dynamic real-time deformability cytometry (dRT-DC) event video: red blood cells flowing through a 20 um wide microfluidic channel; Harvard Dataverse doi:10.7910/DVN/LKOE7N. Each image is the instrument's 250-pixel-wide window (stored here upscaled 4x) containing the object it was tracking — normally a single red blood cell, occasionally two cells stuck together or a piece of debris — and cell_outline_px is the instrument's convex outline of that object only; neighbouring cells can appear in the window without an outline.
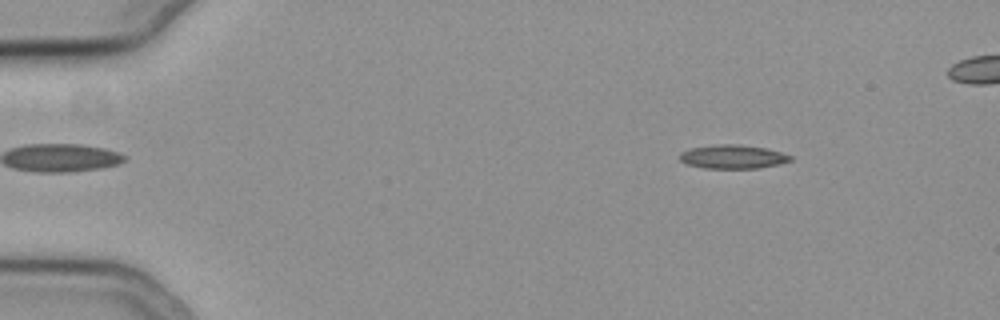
{"species": "common noctule bat (a hibernating species)", "species_latin": "Nyctalus noctula", "temperature_condition": "cold", "stored_images_in_passage": 23, "camera_frame_rate_fps": 3000, "um_per_image_px": 0.085, "animal": {"sex": "female", "body_mass_g": 19.3, "forearm_length_mm": 54.1}, "frame": {"image": 1, "passage_image": 5, "time_ms": 1.333, "image_size_px": [1000, 320], "cell_outline_px": [[792, 160], [780, 164], [760, 168], [704, 168], [688, 164], [680, 160], [680, 152], [688, 148], [720, 144], [736, 144], [768, 148], [792, 156]], "centroid_in_image_um": [62.3, 13.32], "position_along_channel_um": 22.7, "area_um2": 15.37}}
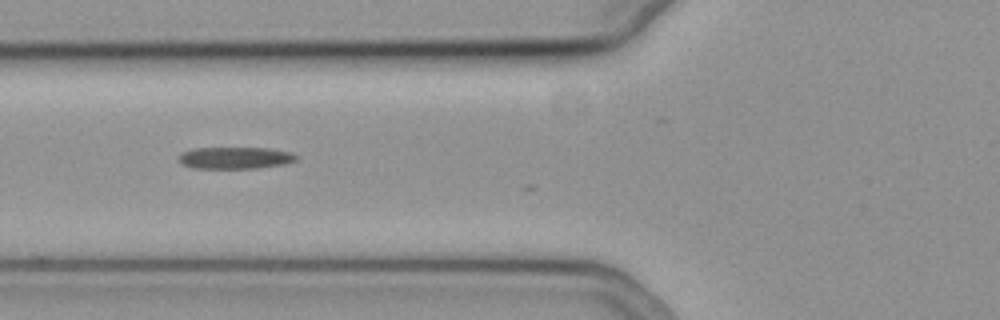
{"frame": {"image": 2, "passage_image": 19, "time_ms": 6.0, "image_size_px": [1000, 320], "cell_outline_px": [[296, 160], [284, 164], [256, 168], [192, 168], [180, 164], [176, 160], [184, 152], [192, 148], [268, 148], [292, 152], [296, 156]], "centroid_in_image_um": [19.95, 13.42], "position_along_channel_um": 105.9, "area_um2": 14.97}}
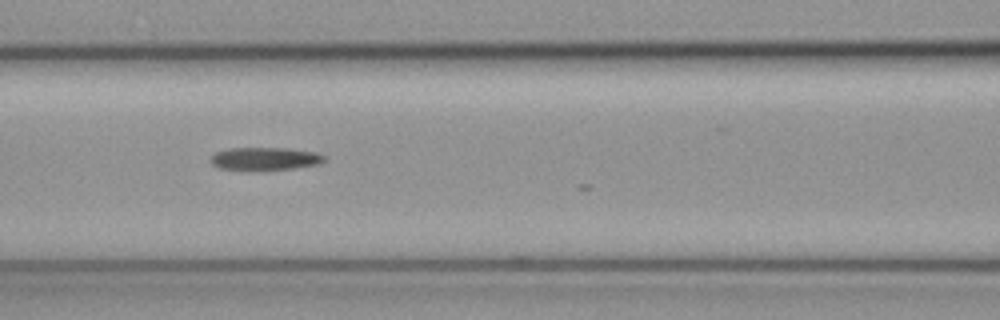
{"frame": {"image": 3, "passage_image": 22, "time_ms": 7.0, "image_size_px": [1000, 320], "cell_outline_px": [[328, 156], [320, 164], [292, 168], [220, 168], [212, 164], [208, 160], [216, 152], [228, 148], [288, 148], [316, 152]], "centroid_in_image_um": [22.57, 13.45], "position_along_channel_um": 144.0, "area_um2": 14.62}}